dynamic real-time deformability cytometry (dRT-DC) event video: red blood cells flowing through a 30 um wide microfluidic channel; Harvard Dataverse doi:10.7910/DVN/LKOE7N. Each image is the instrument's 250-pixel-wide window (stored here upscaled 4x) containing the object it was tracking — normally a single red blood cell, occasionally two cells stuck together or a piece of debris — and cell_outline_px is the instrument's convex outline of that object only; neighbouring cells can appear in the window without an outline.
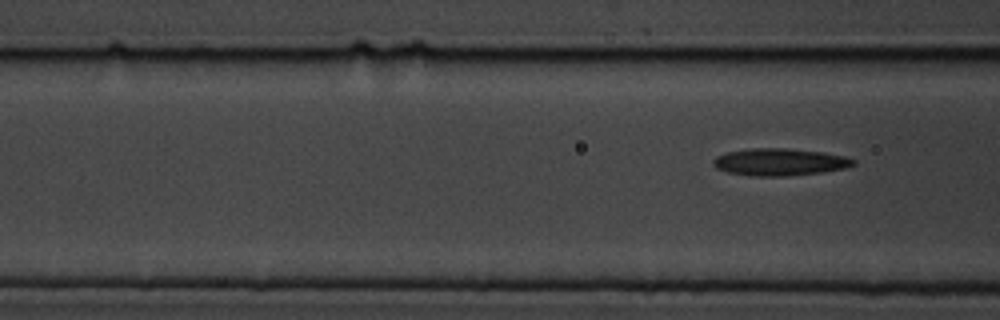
{"species": "common noctule bat (a hibernating species)", "species_latin": "Nyctalus noctula", "temperature_condition": "cold", "stored_images_in_passage": 7, "segment_of_instrument_passage": [2, 2], "camera_frame_rate_fps": 3000, "um_per_image_px": 0.085, "animal": {"sex": "male", "body_mass_g": 19.5, "forearm_length_mm": 54.6}, "frame": {"image": 1, "passage_image": 7, "time_ms": 8.0, "image_size_px": [1000, 320], "cell_outline_px": [[856, 164], [844, 168], [820, 172], [784, 176], [752, 176], [728, 172], [716, 168], [712, 164], [712, 160], [716, 156], [728, 152], [752, 148], [788, 148], [824, 152], [844, 156], [856, 160]], "centroid_in_image_um": [66.26, 13.76], "position_along_channel_um": 100.3, "area_um2": 22.14}}